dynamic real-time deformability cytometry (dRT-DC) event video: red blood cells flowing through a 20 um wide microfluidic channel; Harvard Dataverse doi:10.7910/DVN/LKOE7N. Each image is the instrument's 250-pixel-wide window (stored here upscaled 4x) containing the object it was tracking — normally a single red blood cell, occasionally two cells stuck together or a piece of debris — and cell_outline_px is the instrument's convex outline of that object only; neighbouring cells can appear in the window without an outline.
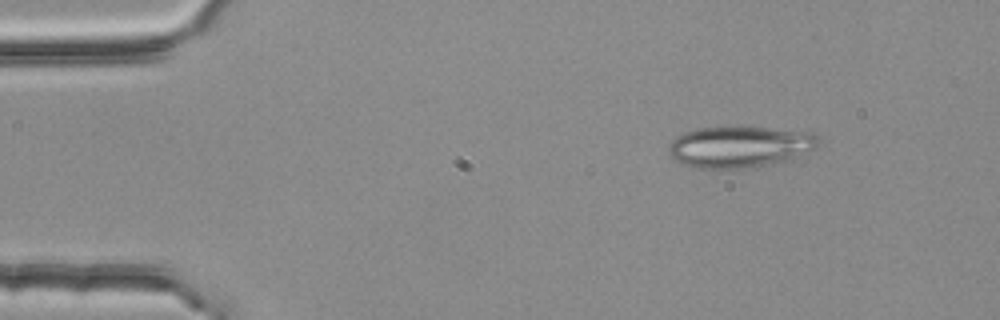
{"species": "common noctule bat (a hibernating species)", "species_latin": "Nyctalus noctula", "temperature_condition": "room temperature", "stored_images_in_passage": 3, "camera_frame_rate_fps": 3000, "um_per_image_px": 0.085, "animal": {"sex": "female", "body_mass_g": 25.1}, "frame": {"image": 1, "passage_image": 1, "time_ms": 0.0, "image_size_px": [1000, 320], "cell_outline_px": [[820, 140], [816, 148], [788, 160], [772, 164], [744, 168], [696, 168], [672, 160], [668, 152], [668, 148], [672, 140], [676, 136], [684, 132], [700, 128], [768, 128], [812, 132], [820, 136]], "centroid_in_image_um": [62.88, 12.49], "position_along_channel_um": 22.1, "area_um2": 35.95}}